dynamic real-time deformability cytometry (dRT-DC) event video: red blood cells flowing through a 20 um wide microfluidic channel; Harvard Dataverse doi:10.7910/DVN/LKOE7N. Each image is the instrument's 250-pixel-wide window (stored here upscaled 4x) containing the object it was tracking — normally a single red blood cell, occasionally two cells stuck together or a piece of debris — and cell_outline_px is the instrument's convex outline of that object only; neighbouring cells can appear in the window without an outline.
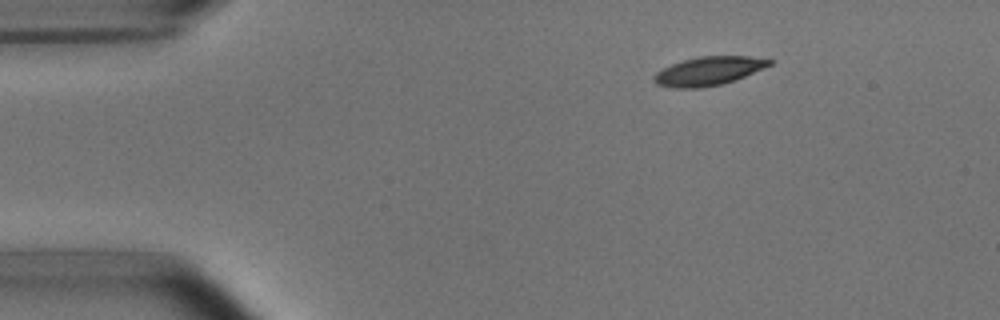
{"species": "common noctule bat (a hibernating species)", "species_latin": "Nyctalus noctula", "temperature_condition": "room temperature", "stored_images_in_passage": 6, "camera_frame_rate_fps": 3000, "um_per_image_px": 0.085, "animal": {"sex": "male", "body_mass_g": 15.6}, "frame": {"image": 1, "passage_image": 6, "time_ms": 6.0, "image_size_px": [1000, 320], "cell_outline_px": [[772, 64], [764, 68], [736, 80], [720, 84], [700, 88], [672, 88], [656, 84], [652, 76], [656, 72], [672, 64], [684, 60], [700, 56], [748, 56], [772, 60]], "centroid_in_image_um": [60.22, 6.04], "position_along_channel_um": 24.8, "area_um2": 19.19}}